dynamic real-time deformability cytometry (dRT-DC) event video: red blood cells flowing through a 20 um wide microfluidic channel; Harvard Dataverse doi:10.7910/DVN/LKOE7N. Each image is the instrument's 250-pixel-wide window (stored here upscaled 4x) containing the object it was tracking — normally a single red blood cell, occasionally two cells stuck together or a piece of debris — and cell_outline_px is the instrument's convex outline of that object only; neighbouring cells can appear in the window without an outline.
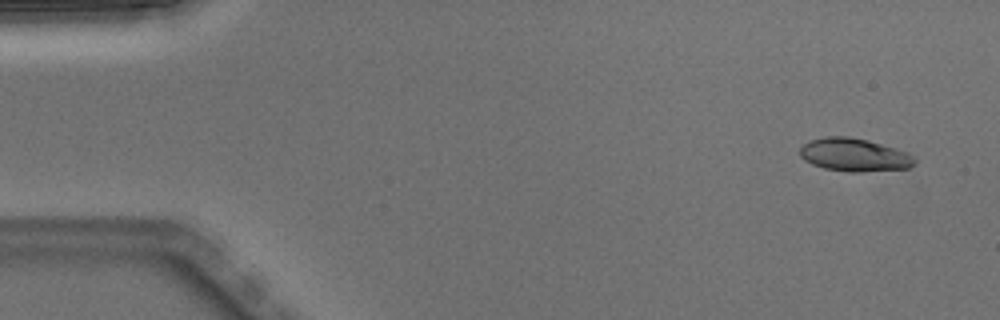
{"species": "Egyptian fruit bat (a non-hibernating species)", "species_latin": "Rousettus aegyptiacus", "temperature_condition": "warm", "stored_images_in_passage": 4, "camera_frame_rate_fps": 3000, "um_per_image_px": 0.085, "animal": {"sex": "male"}, "frame": {"image": 1, "passage_image": 1, "time_ms": 0.0, "image_size_px": [1000, 320], "cell_outline_px": [[916, 164], [908, 168], [860, 172], [848, 172], [824, 168], [812, 164], [804, 160], [800, 156], [800, 148], [808, 140], [828, 136], [848, 136], [868, 140], [896, 148], [908, 152], [916, 156]], "centroid_in_image_um": [72.64, 13.16], "position_along_channel_um": 12.4, "area_um2": 22.37}}
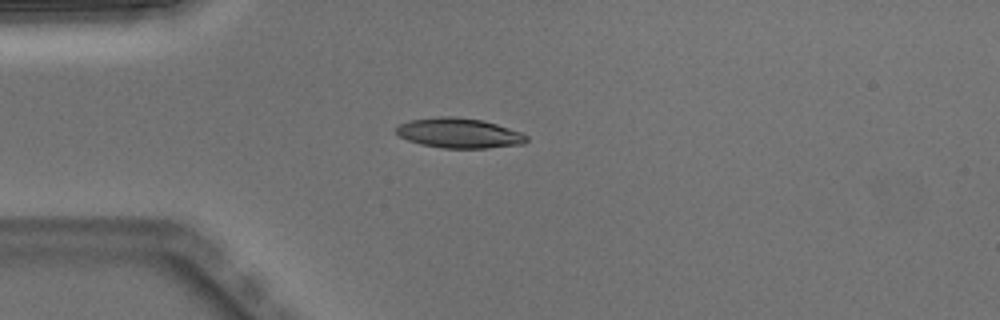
{"frame": {"image": 2, "passage_image": 4, "time_ms": 1.0, "image_size_px": [1000, 320], "cell_outline_px": [[528, 140], [524, 144], [488, 148], [444, 148], [420, 144], [408, 140], [400, 136], [396, 132], [396, 128], [400, 124], [412, 120], [440, 116], [452, 116], [484, 120], [520, 132], [528, 136]], "centroid_in_image_um": [39.05, 11.31], "position_along_channel_um": 46.0, "area_um2": 22.66}}